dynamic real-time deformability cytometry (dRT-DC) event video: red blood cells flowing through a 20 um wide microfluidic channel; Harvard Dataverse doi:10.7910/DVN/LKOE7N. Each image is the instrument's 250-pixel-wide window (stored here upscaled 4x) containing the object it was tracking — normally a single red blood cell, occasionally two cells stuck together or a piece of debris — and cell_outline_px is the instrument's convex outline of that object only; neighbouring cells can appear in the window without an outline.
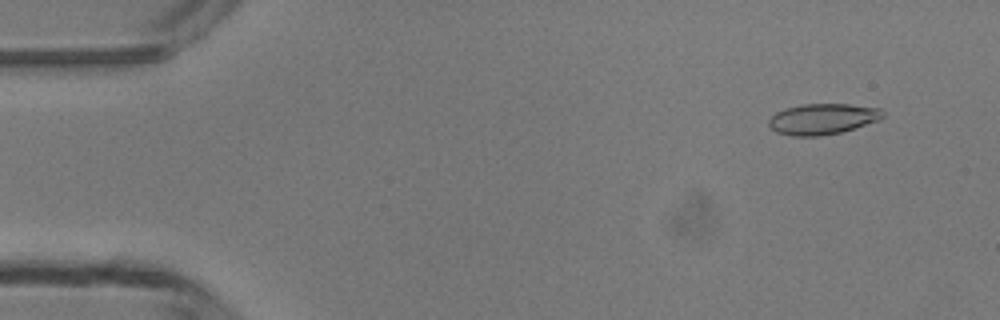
{"species": "common noctule bat (a hibernating species)", "species_latin": "Nyctalus noctula", "temperature_condition": "room temperature", "stored_images_in_passage": 10, "camera_frame_rate_fps": 3000, "um_per_image_px": 0.085, "animal": {"sex": "male", "body_mass_g": 13.3}, "frame": {"image": 1, "passage_image": 2, "time_ms": 0.333, "image_size_px": [1000, 320], "cell_outline_px": [[884, 116], [880, 120], [840, 132], [820, 136], [792, 136], [776, 132], [768, 124], [768, 120], [776, 112], [788, 108], [804, 104], [848, 104], [880, 108], [884, 112]], "centroid_in_image_um": [69.93, 10.11], "position_along_channel_um": 15.1, "area_um2": 20.35}}